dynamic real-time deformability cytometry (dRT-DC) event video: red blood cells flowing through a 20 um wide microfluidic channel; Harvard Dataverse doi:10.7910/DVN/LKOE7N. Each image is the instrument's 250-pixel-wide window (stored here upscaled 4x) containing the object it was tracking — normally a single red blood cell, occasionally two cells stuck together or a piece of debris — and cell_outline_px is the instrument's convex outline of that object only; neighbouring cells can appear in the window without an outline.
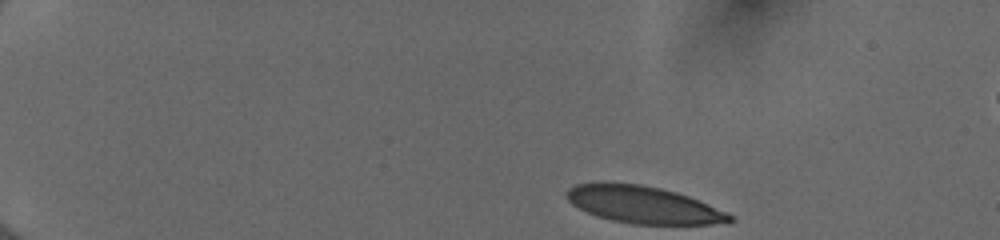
{"species": "human", "species_latin": "Homo sapiens", "temperature_condition": "cold", "stored_images_in_passage": 44, "camera_frame_rate_fps": 3000, "um_per_image_px": 0.085, "donor": {"sex": "female"}, "frame": {"image": 1, "passage_image": 1, "time_ms": 0.0, "image_size_px": [1000, 240], "cell_outline_px": [[736, 220], [728, 224], [632, 224], [612, 220], [596, 216], [572, 204], [568, 200], [568, 188], [576, 184], [600, 180], [604, 180], [640, 184], [660, 188], [676, 192], [688, 196], [728, 212]], "centroid_in_image_um": [54.69, 17.38], "position_along_channel_um": 30.3, "area_um2": 35.78}}
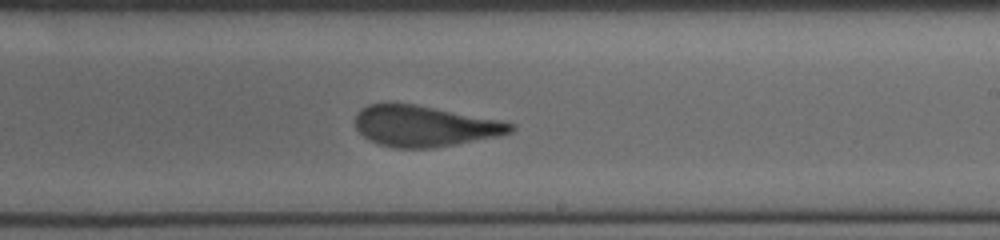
{"frame": {"image": 2, "passage_image": 26, "time_ms": 8.333, "image_size_px": [1000, 240], "cell_outline_px": [[516, 128], [512, 132], [500, 136], [456, 144], [432, 148], [396, 148], [380, 144], [368, 140], [356, 128], [356, 112], [360, 108], [368, 104], [416, 104], [504, 120], [516, 124]], "centroid_in_image_um": [36.15, 10.71], "position_along_channel_um": 252.9, "area_um2": 37.34}}
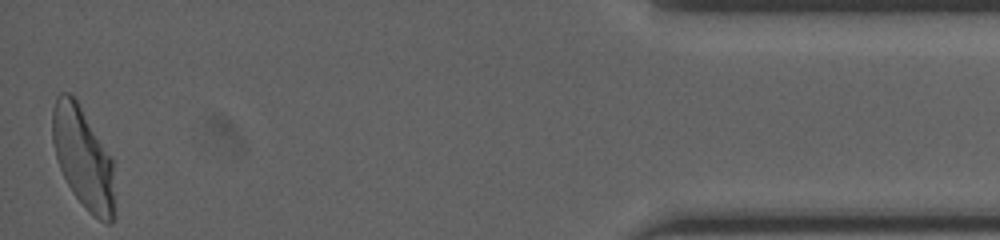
{"frame": {"image": 3, "passage_image": 44, "time_ms": 14.333, "image_size_px": [1000, 240], "cell_outline_px": [[116, 216], [112, 224], [108, 224], [92, 216], [88, 212], [72, 192], [60, 168], [56, 156], [52, 140], [52, 108], [56, 96], [60, 92], [68, 92], [76, 96], [112, 160]], "centroid_in_image_um": [7.07, 13.43], "position_along_channel_um": 428.1, "area_um2": 37.22}, "authors_computed_cell_mechanics": {"area_um2": 37.9168, "velocity_mm_per_s": 3.9976, "shape_relaxation_time_tau1_ms": 4.6858, "shape_relaxation_time_tau2_ms": 0.7014, "deformation_change_tau1": 0.2078, "deformation_change_tau2": 0.087}}